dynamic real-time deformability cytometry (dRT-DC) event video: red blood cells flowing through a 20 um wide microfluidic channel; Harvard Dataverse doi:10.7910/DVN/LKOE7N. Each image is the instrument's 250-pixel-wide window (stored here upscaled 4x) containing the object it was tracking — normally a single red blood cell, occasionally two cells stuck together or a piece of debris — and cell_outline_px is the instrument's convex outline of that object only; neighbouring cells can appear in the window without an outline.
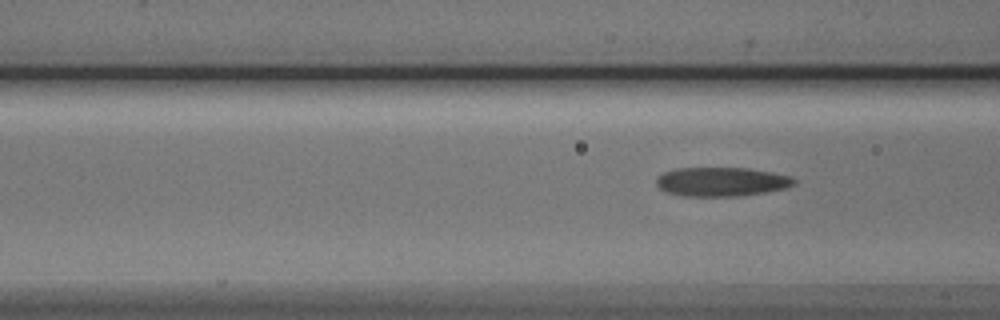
{"species": "Egyptian fruit bat (a non-hibernating species)", "species_latin": "Rousettus aegyptiacus", "temperature_condition": "cold", "stored_images_in_passage": 7, "camera_frame_rate_fps": 3000, "um_per_image_px": 0.085, "animal": {"sex": "male"}, "frame": {"image": 1, "passage_image": 5, "time_ms": 5.667, "image_size_px": [1000, 320], "cell_outline_px": [[796, 184], [784, 188], [764, 192], [740, 196], [684, 196], [664, 192], [656, 184], [656, 176], [664, 172], [676, 168], [744, 168], [772, 172], [792, 176], [796, 180]], "centroid_in_image_um": [61.3, 15.45], "position_along_channel_um": 105.3, "area_um2": 23.41}}